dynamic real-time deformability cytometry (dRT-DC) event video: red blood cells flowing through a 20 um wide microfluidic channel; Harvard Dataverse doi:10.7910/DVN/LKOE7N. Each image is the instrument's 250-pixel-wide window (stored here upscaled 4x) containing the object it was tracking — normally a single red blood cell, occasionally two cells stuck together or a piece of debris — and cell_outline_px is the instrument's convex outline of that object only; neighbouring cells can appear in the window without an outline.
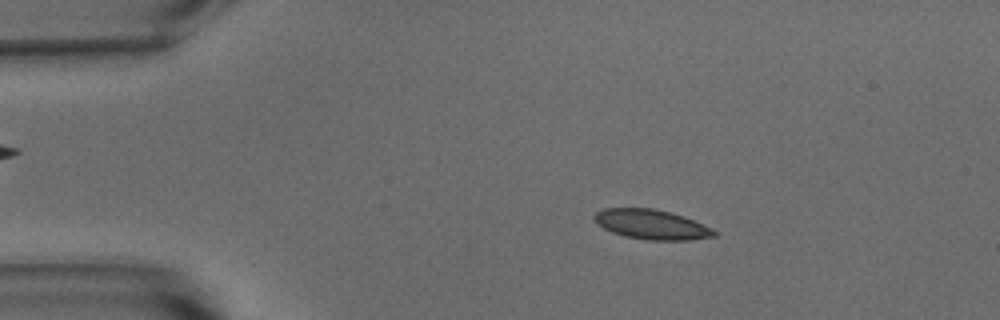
{"species": "common noctule bat (a hibernating species)", "species_latin": "Nyctalus noctula", "temperature_condition": "warm", "stored_images_in_passage": 53, "camera_frame_rate_fps": 3000, "um_per_image_px": 0.085, "animal": {"sex": "male", "body_mass_g": 15.6}, "frame": {"image": 1, "passage_image": 9, "time_ms": 2.667, "image_size_px": [1000, 320], "cell_outline_px": [[716, 236], [688, 240], [648, 240], [624, 236], [612, 232], [596, 224], [592, 216], [596, 212], [604, 208], [652, 208], [684, 216], [712, 228], [716, 232]], "centroid_in_image_um": [55.35, 19.08], "position_along_channel_um": 29.7, "area_um2": 20.75}}
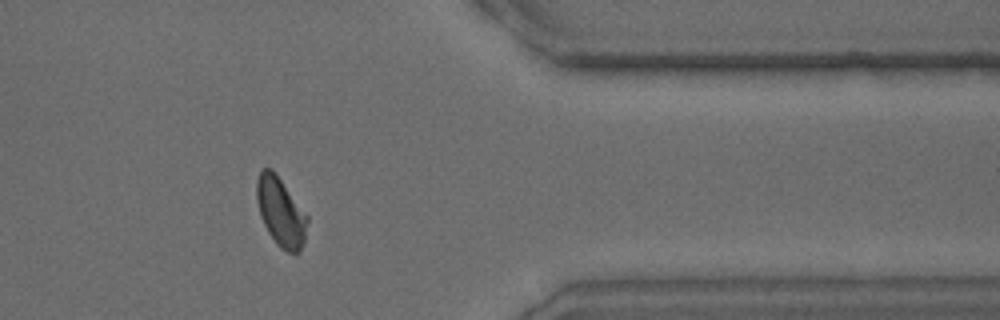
{"frame": {"image": 2, "passage_image": 43, "time_ms": 14.0, "image_size_px": [1000, 320], "cell_outline_px": [[308, 220], [304, 244], [300, 252], [288, 252], [280, 248], [276, 244], [268, 232], [260, 216], [256, 200], [256, 180], [260, 172], [264, 168], [272, 168], [276, 172], [308, 216]], "centroid_in_image_um": [23.86, 18.01], "position_along_channel_um": 387.5, "area_um2": 20.52}}
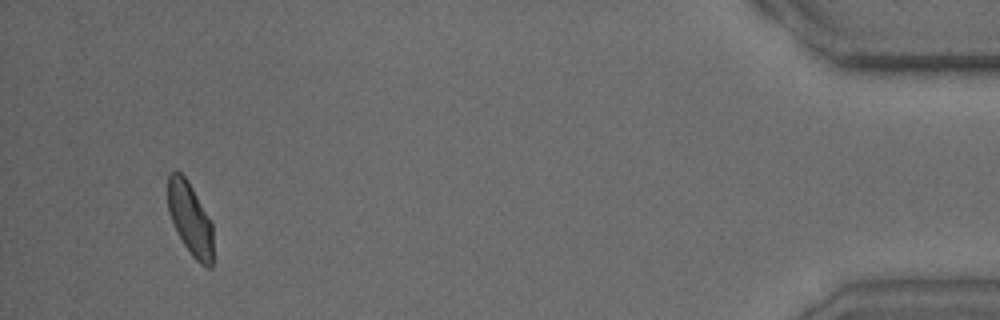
{"frame": {"image": 3, "passage_image": 50, "time_ms": 16.333, "image_size_px": [1000, 320], "cell_outline_px": [[212, 268], [208, 268], [200, 264], [192, 256], [176, 232], [168, 212], [168, 176], [176, 168], [188, 180], [208, 216], [212, 224]], "centroid_in_image_um": [16.15, 18.59], "position_along_channel_um": 419.1, "area_um2": 19.19}, "authors_computed_cell_mechanics": {"area_um2": 20.3456, "velocity_mm_per_s": 3.7856, "shape_relaxation_time_tau1_ms": 3.6029, "shape_relaxation_time_tau2_ms": 1.418, "deformation_change_tau1": 0.1191, "deformation_change_tau2": 0.0525}}